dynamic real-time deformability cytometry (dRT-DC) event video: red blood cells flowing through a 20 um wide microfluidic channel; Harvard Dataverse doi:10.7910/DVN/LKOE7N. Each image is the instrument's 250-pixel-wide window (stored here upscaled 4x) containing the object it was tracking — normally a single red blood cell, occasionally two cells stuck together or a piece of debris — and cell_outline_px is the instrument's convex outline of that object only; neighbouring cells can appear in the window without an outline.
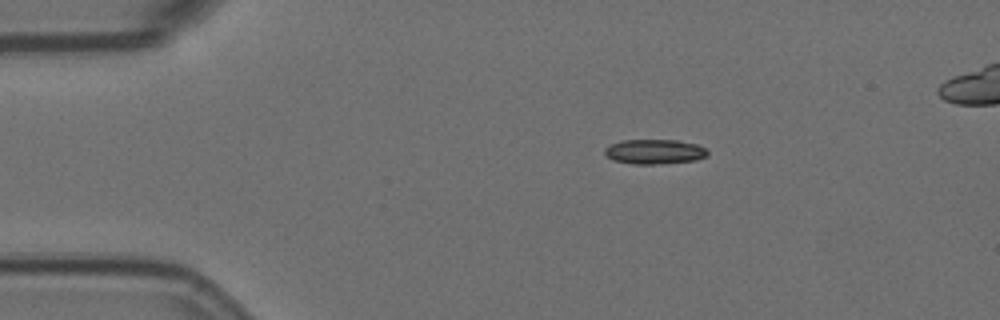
{"species": "Egyptian fruit bat (a non-hibernating species)", "species_latin": "Rousettus aegyptiacus", "temperature_condition": "room temperature", "stored_images_in_passage": 3, "camera_frame_rate_fps": 3000, "um_per_image_px": 0.085, "animal": {"sex": "female"}, "frame": {"image": 1, "passage_image": 1, "time_ms": 0.0, "image_size_px": [1000, 320], "cell_outline_px": [[708, 156], [696, 160], [652, 164], [636, 164], [612, 160], [604, 152], [604, 148], [612, 144], [624, 140], [676, 140], [696, 144], [704, 148], [708, 152]], "centroid_in_image_um": [55.64, 12.89], "position_along_channel_um": 29.4, "area_um2": 14.62}}